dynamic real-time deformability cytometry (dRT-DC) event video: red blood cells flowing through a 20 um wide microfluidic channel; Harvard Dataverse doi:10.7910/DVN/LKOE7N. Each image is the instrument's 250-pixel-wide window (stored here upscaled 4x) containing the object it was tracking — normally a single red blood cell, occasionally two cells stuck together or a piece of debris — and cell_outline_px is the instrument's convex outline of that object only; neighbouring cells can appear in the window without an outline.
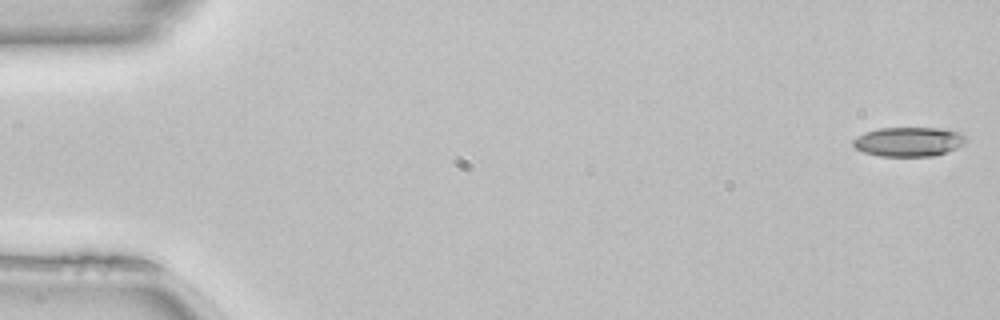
{"species": "common noctule bat (a hibernating species)", "species_latin": "Nyctalus noctula", "temperature_condition": "room temperature", "stored_images_in_passage": 49, "camera_frame_rate_fps": 3000, "um_per_image_px": 0.085, "animal": {"sex": "female", "body_mass_g": 22.7, "forearm_length_mm": 54.2}, "frame": {"image": 1, "passage_image": 1, "time_ms": 0.0, "image_size_px": [1000, 320], "cell_outline_px": [[968, 140], [964, 144], [956, 148], [932, 156], [880, 156], [864, 152], [856, 148], [852, 144], [852, 140], [856, 136], [864, 132], [880, 128], [940, 128], [960, 132]], "centroid_in_image_um": [77.22, 12.04], "position_along_channel_um": 7.8, "area_um2": 19.31}}
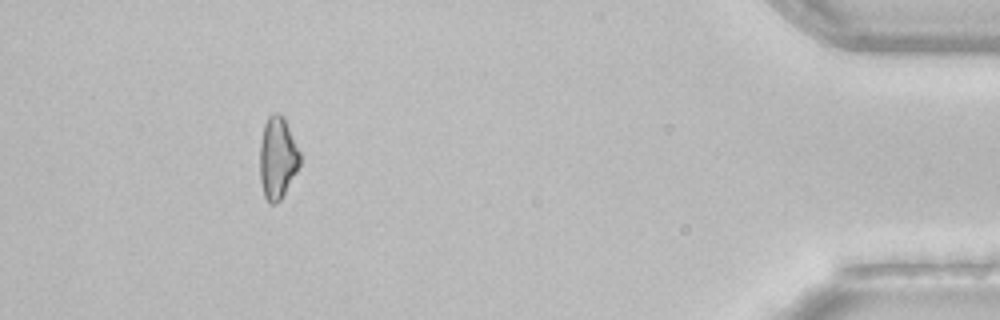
{"frame": {"image": 2, "passage_image": 46, "time_ms": 15.0, "image_size_px": [1000, 320], "cell_outline_px": [[300, 164], [296, 172], [280, 200], [276, 204], [268, 204], [264, 196], [260, 180], [260, 144], [264, 124], [268, 116], [276, 112], [280, 112], [284, 116], [300, 152]], "centroid_in_image_um": [23.58, 13.41], "position_along_channel_um": 411.6, "area_um2": 19.25}, "authors_computed_cell_mechanics": {"area_um2": 19.5364, "velocity_mm_per_s": 4.1031, "shape_relaxation_time_tau1_ms": 4.4761, "shape_relaxation_time_tau2_ms": null, "deformation_change_tau1": 0.1511, "deformation_change_tau2": null}}